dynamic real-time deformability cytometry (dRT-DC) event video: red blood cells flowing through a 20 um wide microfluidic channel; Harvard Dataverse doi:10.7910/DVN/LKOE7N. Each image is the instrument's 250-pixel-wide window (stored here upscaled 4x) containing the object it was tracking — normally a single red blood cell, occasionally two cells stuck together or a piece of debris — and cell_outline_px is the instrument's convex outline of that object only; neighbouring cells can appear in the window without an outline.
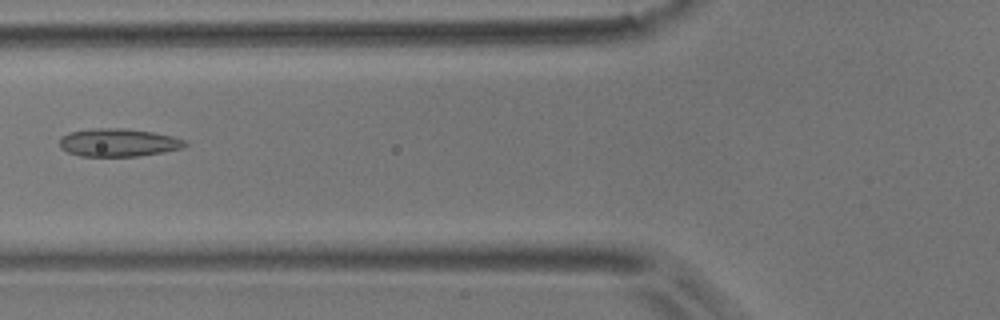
{"species": "common noctule bat (a hibernating species)", "species_latin": "Nyctalus noctula", "temperature_condition": "room temperature", "stored_images_in_passage": 6, "camera_frame_rate_fps": 3000, "um_per_image_px": 0.085, "animal": {"sex": "male", "body_mass_g": 17.9}, "frame": {"image": 1, "passage_image": 6, "time_ms": 6.0, "image_size_px": [1000, 320], "cell_outline_px": [[188, 144], [184, 148], [164, 152], [136, 156], [80, 156], [68, 152], [60, 148], [60, 136], [68, 132], [92, 128], [124, 128], [152, 132], [172, 136], [188, 140]], "centroid_in_image_um": [10.07, 12.11], "position_along_channel_um": 115.7, "area_um2": 20.69}}